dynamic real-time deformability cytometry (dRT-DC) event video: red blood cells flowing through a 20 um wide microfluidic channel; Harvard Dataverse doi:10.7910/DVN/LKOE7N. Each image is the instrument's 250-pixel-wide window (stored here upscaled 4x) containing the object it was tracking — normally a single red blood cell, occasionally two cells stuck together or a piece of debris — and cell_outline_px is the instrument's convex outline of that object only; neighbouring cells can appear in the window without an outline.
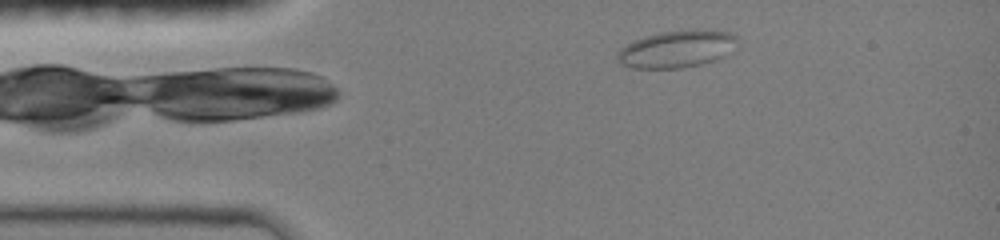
{"species": "common noctule bat (a hibernating species)", "species_latin": "Nyctalus noctula", "temperature_condition": "room temperature", "stored_images_in_passage": 16, "camera_frame_rate_fps": 3000, "um_per_image_px": 0.085, "animal": {"sex": "female", "body_mass_g": 19.0, "forearm_length_mm": 51.5}, "frame": {"image": 1, "passage_image": 1, "time_ms": 0.0, "image_size_px": [1000, 240], "cell_outline_px": [[740, 40], [736, 52], [716, 60], [700, 64], [680, 68], [632, 68], [620, 64], [616, 60], [616, 56], [620, 48], [636, 40], [660, 32], [696, 28], [712, 28], [732, 32]], "centroid_in_image_um": [57.67, 4.14], "position_along_channel_um": 27.3, "area_um2": 26.93}}
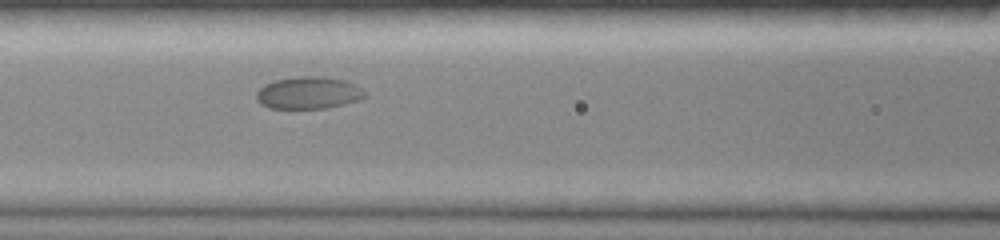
{"frame": {"image": 2, "passage_image": 10, "time_ms": 4.0, "image_size_px": [1000, 240], "cell_outline_px": [[364, 96], [356, 100], [344, 104], [324, 108], [268, 108], [260, 104], [256, 100], [256, 92], [264, 84], [276, 80], [296, 76], [320, 76], [344, 80], [356, 84], [364, 92]], "centroid_in_image_um": [26.16, 7.88], "position_along_channel_um": 140.4, "area_um2": 20.23}}
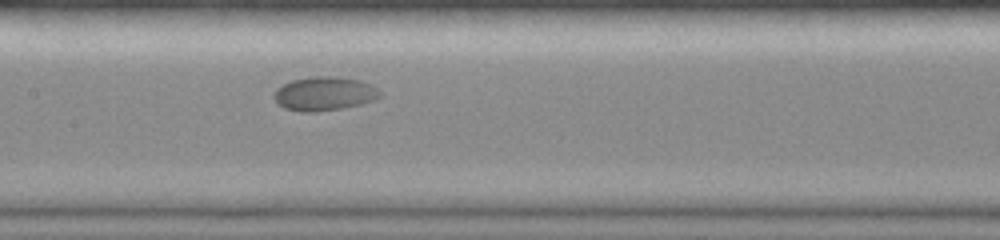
{"frame": {"image": 3, "passage_image": 14, "time_ms": 5.0, "image_size_px": [1000, 240], "cell_outline_px": [[380, 96], [372, 100], [360, 104], [340, 108], [312, 112], [300, 112], [284, 108], [272, 96], [276, 88], [292, 80], [316, 76], [336, 76], [360, 80], [372, 84], [380, 92]], "centroid_in_image_um": [27.55, 7.95], "position_along_channel_um": 179.9, "area_um2": 20.75}}